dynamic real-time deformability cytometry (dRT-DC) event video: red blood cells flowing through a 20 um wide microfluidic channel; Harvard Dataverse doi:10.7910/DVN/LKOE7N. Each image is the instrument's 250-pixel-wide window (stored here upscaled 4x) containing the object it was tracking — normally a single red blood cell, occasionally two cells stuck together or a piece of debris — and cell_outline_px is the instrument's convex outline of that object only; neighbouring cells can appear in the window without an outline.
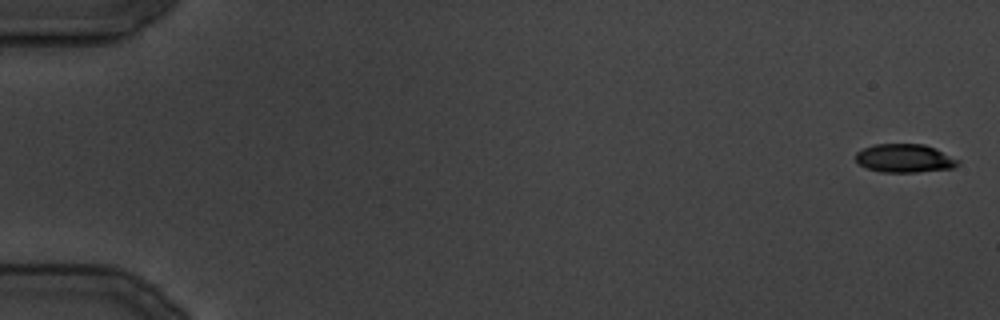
{"species": "common noctule bat (a hibernating species)", "species_latin": "Nyctalus noctula", "temperature_condition": "cold", "stored_images_in_passage": 14, "camera_frame_rate_fps": 3000, "um_per_image_px": 0.085, "animal": {"sex": "male", "body_mass_g": 19.5, "forearm_length_mm": 54.6}, "frame": {"image": 1, "passage_image": 1, "time_ms": 0.0, "image_size_px": [1000, 320], "cell_outline_px": [[960, 164], [952, 168], [916, 172], [880, 172], [868, 168], [860, 164], [856, 160], [856, 152], [864, 148], [876, 144], [924, 144], [936, 148], [960, 160]], "centroid_in_image_um": [76.92, 13.45], "position_along_channel_um": 8.1, "area_um2": 16.94}}